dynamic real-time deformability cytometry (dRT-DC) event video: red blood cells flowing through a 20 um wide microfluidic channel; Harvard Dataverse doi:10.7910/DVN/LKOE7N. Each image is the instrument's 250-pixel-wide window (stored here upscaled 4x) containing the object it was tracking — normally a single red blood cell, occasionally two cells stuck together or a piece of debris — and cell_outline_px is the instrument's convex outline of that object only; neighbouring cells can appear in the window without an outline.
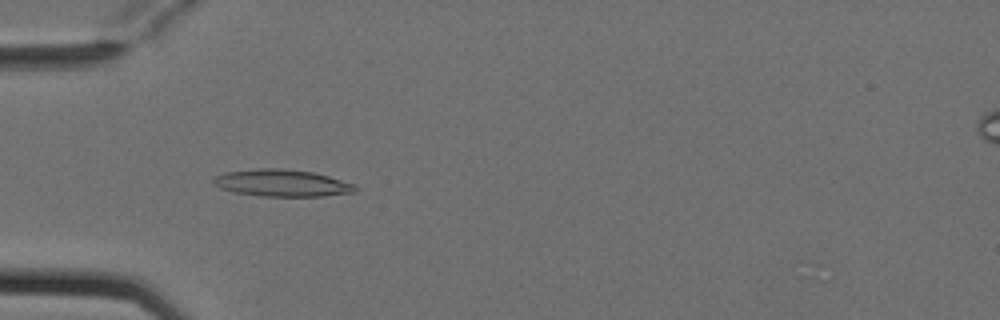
{"species": "Egyptian fruit bat (a non-hibernating species)", "species_latin": "Rousettus aegyptiacus", "temperature_condition": "cold", "stored_images_in_passage": 6, "camera_frame_rate_fps": 3000, "um_per_image_px": 0.085, "animal": {"sex": "female"}, "frame": {"image": 1, "passage_image": 5, "time_ms": 1.333, "image_size_px": [1000, 320], "cell_outline_px": [[356, 192], [324, 196], [260, 196], [232, 192], [220, 188], [212, 184], [212, 180], [216, 176], [224, 172], [260, 168], [280, 168], [312, 172], [328, 176], [356, 184]], "centroid_in_image_um": [23.94, 15.56], "position_along_channel_um": 61.1, "area_um2": 22.43}}
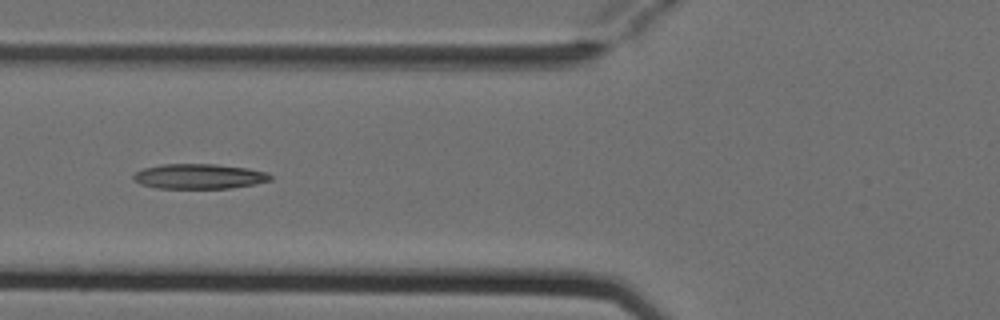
{"frame": {"image": 2, "passage_image": 6, "time_ms": 1.667, "image_size_px": [1000, 320], "cell_outline_px": [[272, 180], [256, 184], [228, 188], [156, 188], [140, 184], [132, 180], [132, 176], [136, 172], [144, 168], [160, 164], [216, 164], [248, 168], [264, 172], [272, 176]], "centroid_in_image_um": [16.89, 14.99], "position_along_channel_um": 108.9, "area_um2": 20.0}}